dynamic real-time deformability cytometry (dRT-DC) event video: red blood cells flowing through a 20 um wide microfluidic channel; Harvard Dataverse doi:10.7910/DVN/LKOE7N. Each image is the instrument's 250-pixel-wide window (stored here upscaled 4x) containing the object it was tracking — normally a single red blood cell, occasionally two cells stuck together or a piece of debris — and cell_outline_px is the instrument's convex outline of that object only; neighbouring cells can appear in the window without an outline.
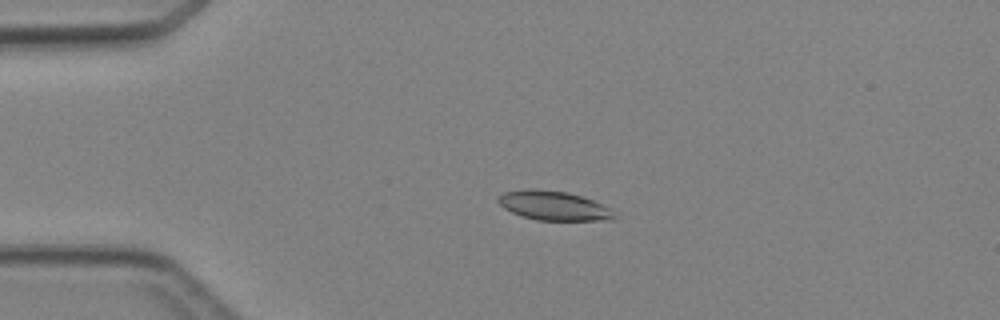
{"species": "Egyptian fruit bat (a non-hibernating species)", "species_latin": "Rousettus aegyptiacus", "temperature_condition": "cold", "stored_images_in_passage": 6, "camera_frame_rate_fps": 3000, "um_per_image_px": 0.085, "animal": {"sex": "female"}, "frame": {"image": 1, "passage_image": 4, "time_ms": 3.333, "image_size_px": [1000, 320], "cell_outline_px": [[620, 216], [612, 220], [536, 220], [520, 216], [504, 208], [496, 200], [504, 192], [528, 188], [532, 188], [568, 192], [592, 200], [612, 208]], "centroid_in_image_um": [47.11, 17.49], "position_along_channel_um": 37.9, "area_um2": 20.06}}
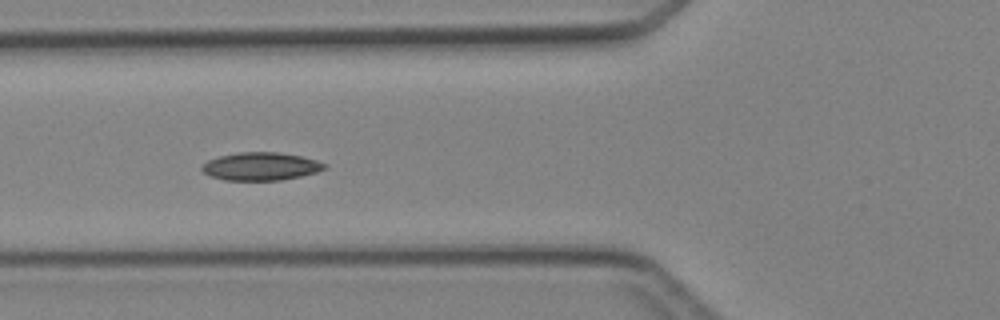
{"frame": {"image": 2, "passage_image": 6, "time_ms": 5.667, "image_size_px": [1000, 320], "cell_outline_px": [[328, 168], [316, 172], [300, 176], [280, 180], [224, 180], [212, 176], [204, 172], [200, 168], [208, 160], [220, 156], [236, 152], [276, 152], [300, 156], [316, 160], [328, 164]], "centroid_in_image_um": [22.19, 14.14], "position_along_channel_um": 103.6, "area_um2": 19.88}}